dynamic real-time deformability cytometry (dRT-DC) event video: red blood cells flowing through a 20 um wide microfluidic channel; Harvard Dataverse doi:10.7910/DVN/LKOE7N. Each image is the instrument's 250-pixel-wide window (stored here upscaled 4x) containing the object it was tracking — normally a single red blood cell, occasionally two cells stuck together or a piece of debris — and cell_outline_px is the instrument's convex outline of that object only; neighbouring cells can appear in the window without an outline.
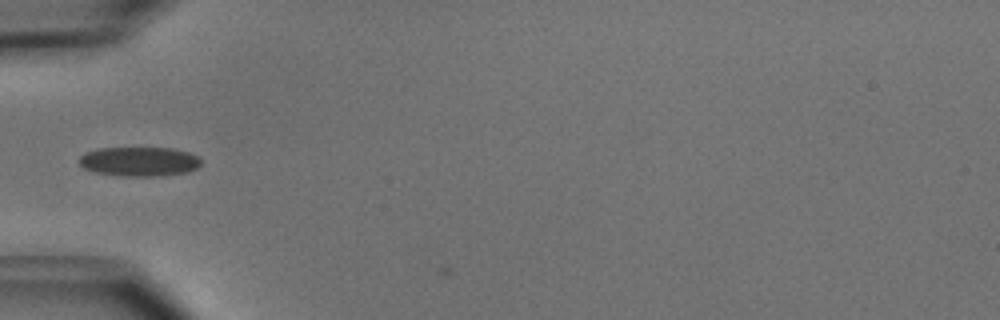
{"species": "common noctule bat (a hibernating species)", "species_latin": "Nyctalus noctula", "temperature_condition": "cold", "stored_images_in_passage": 32, "camera_frame_rate_fps": 3000, "um_per_image_px": 0.085, "animal": {"sex": "male", "body_mass_g": 15.6}, "frame": {"image": 1, "passage_image": 2, "time_ms": 0.333, "image_size_px": [1000, 320], "cell_outline_px": [[200, 164], [196, 168], [188, 172], [156, 176], [124, 176], [96, 172], [84, 168], [80, 164], [80, 156], [84, 152], [100, 148], [172, 148], [188, 152], [200, 156]], "centroid_in_image_um": [11.85, 13.72], "position_along_channel_um": 73.1, "area_um2": 20.81}}
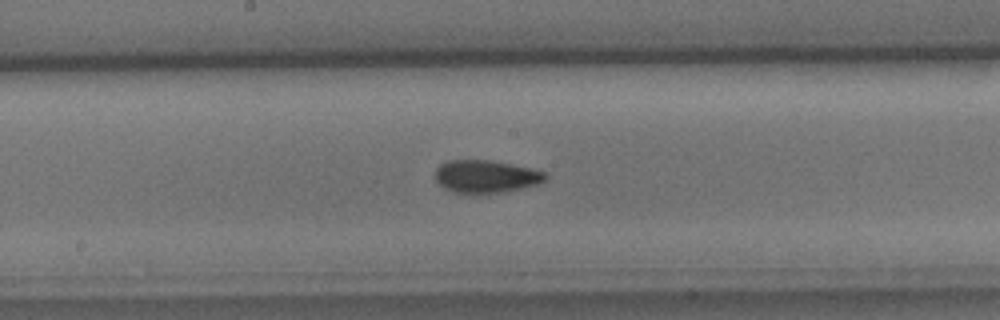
{"frame": {"image": 2, "passage_image": 12, "time_ms": 3.667, "image_size_px": [1000, 320], "cell_outline_px": [[548, 176], [540, 184], [500, 192], [456, 192], [444, 188], [436, 180], [436, 168], [440, 164], [448, 160], [492, 160], [532, 168], [544, 172]], "centroid_in_image_um": [41.32, 14.97], "position_along_channel_um": 206.9, "area_um2": 20.69}}
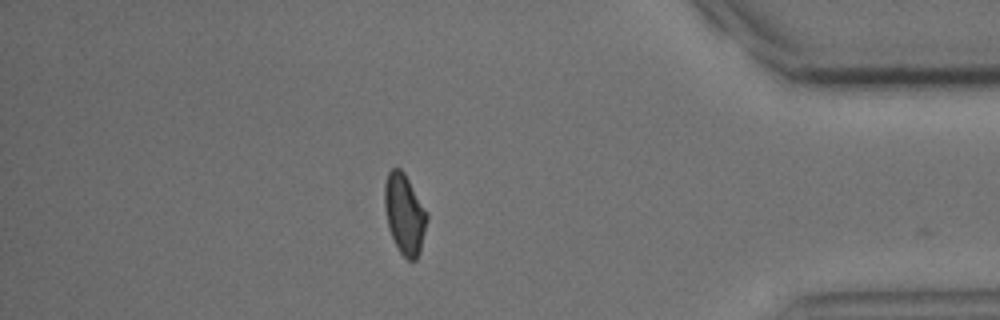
{"frame": {"image": 3, "passage_image": 29, "time_ms": 9.333, "image_size_px": [1000, 320], "cell_outline_px": [[428, 220], [420, 252], [416, 260], [408, 260], [400, 252], [388, 228], [384, 204], [384, 184], [388, 172], [392, 168], [400, 168], [404, 172], [428, 212]], "centroid_in_image_um": [34.4, 18.18], "position_along_channel_um": 400.8, "area_um2": 19.94}, "authors_computed_cell_mechanics": {"area_um2": 20.519, "velocity_mm_per_s": 3.9892, "shape_relaxation_time_tau1_ms": 9.5733, "shape_relaxation_time_tau2_ms": 4.0087, "deformation_change_tau1": 0.1754, "deformation_change_tau2": 0.0613}}